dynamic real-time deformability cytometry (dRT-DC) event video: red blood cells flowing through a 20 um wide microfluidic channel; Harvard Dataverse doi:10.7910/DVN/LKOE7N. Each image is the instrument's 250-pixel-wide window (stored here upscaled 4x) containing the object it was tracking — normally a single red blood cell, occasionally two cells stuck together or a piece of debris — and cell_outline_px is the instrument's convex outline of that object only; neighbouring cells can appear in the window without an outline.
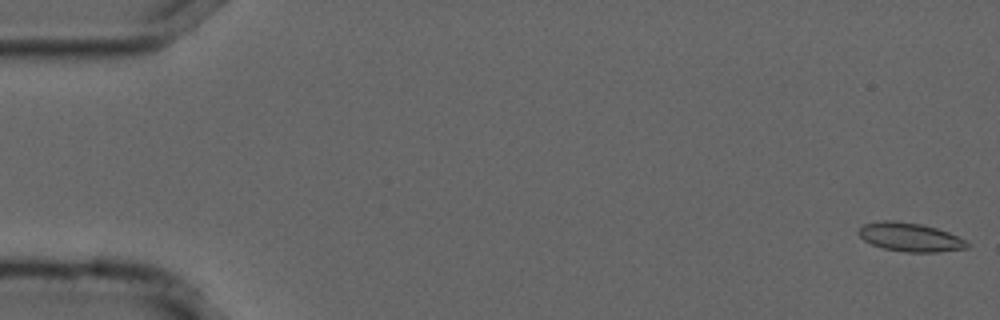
{"species": "common noctule bat (a hibernating species)", "species_latin": "Nyctalus noctula", "temperature_condition": "cold", "stored_images_in_passage": 23, "camera_frame_rate_fps": 3000, "um_per_image_px": 0.085, "animal": {"sex": "male", "forearm_length_mm": 52.5}, "frame": {"image": 1, "passage_image": 1, "time_ms": 0.0, "image_size_px": [1000, 320], "cell_outline_px": [[968, 248], [936, 252], [904, 252], [884, 248], [872, 244], [864, 240], [856, 232], [864, 224], [884, 220], [892, 220], [920, 224], [936, 228], [948, 232], [964, 240], [968, 244]], "centroid_in_image_um": [77.33, 20.16], "position_along_channel_um": 7.7, "area_um2": 17.92}}
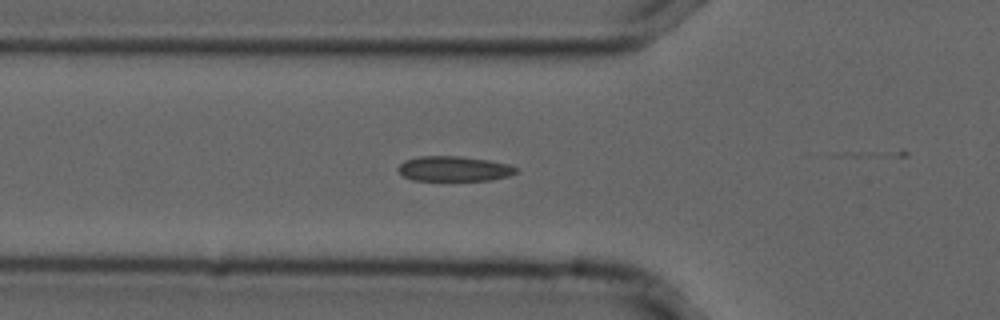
{"frame": {"image": 2, "passage_image": 19, "time_ms": 6.0, "image_size_px": [1000, 320], "cell_outline_px": [[516, 172], [508, 176], [492, 180], [412, 180], [404, 176], [400, 172], [400, 164], [404, 160], [420, 156], [460, 156], [488, 160], [508, 164], [516, 168]], "centroid_in_image_um": [38.59, 14.34], "position_along_channel_um": 87.2, "area_um2": 16.99}}
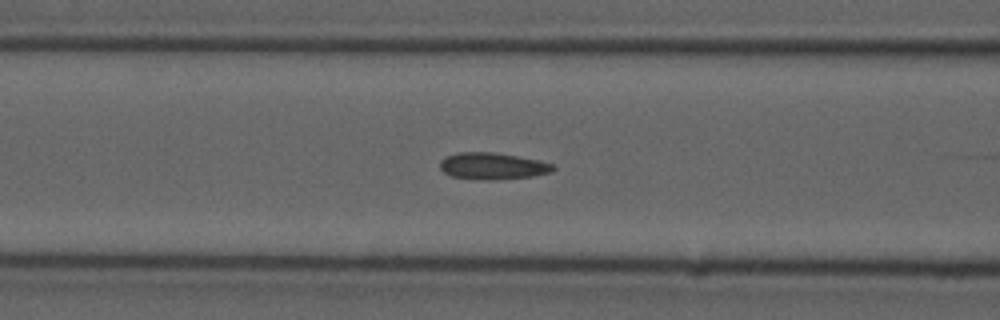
{"frame": {"image": 3, "passage_image": 22, "time_ms": 7.0, "image_size_px": [1000, 320], "cell_outline_px": [[556, 168], [552, 172], [532, 176], [492, 180], [484, 180], [452, 176], [444, 172], [440, 168], [440, 160], [444, 156], [460, 152], [492, 152], [540, 160], [552, 164]], "centroid_in_image_um": [41.86, 14.11], "position_along_channel_um": 124.7, "area_um2": 17.57}}